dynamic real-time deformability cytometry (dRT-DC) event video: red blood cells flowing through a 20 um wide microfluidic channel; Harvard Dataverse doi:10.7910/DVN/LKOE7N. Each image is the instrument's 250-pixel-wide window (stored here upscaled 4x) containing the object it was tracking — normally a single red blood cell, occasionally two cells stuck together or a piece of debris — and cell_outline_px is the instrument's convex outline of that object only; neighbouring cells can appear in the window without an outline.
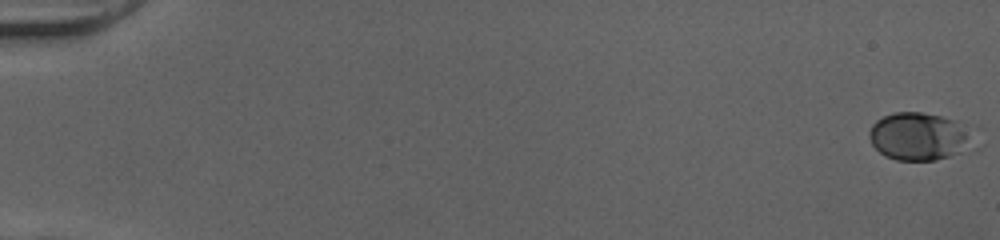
{"species": "human", "species_latin": "Homo sapiens", "temperature_condition": "cold", "stored_images_in_passage": 14, "camera_frame_rate_fps": 3000, "um_per_image_px": 0.085, "donor": {"sex": "female"}, "frame": {"image": 1, "passage_image": 1, "time_ms": 0.0, "image_size_px": [1000, 240], "cell_outline_px": [[984, 144], [980, 148], [936, 160], [896, 160], [884, 156], [872, 144], [868, 136], [868, 132], [872, 124], [876, 120], [892, 112], [920, 112], [940, 116], [956, 120], [964, 124]], "centroid_in_image_um": [78.29, 11.62], "position_along_channel_um": 6.7, "area_um2": 30.35}}